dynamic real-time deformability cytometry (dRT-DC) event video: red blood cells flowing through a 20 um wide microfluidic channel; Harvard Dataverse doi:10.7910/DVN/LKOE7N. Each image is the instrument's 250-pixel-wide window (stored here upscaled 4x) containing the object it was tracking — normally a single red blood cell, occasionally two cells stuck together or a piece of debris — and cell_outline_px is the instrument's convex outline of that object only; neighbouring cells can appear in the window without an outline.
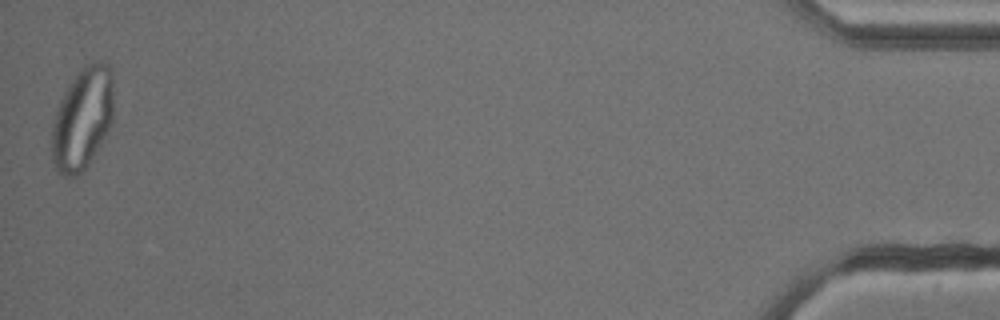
{"species": "common noctule bat (a hibernating species)", "species_latin": "Nyctalus noctula", "temperature_condition": "cold", "stored_images_in_passage": 53, "camera_frame_rate_fps": 3000, "um_per_image_px": 0.085, "animal": {"sex": "male", "body_mass_g": 13.3}, "frame": {"image": 1, "passage_image": 53, "time_ms": 17.333, "image_size_px": [1000, 320], "cell_outline_px": [[112, 120], [104, 136], [88, 164], [76, 176], [64, 176], [56, 172], [52, 160], [52, 124], [60, 100], [64, 92], [80, 68], [84, 64], [92, 60], [108, 60], [112, 72]], "centroid_in_image_um": [7.0, 10.02], "position_along_channel_um": 428.2, "area_um2": 36.76}}